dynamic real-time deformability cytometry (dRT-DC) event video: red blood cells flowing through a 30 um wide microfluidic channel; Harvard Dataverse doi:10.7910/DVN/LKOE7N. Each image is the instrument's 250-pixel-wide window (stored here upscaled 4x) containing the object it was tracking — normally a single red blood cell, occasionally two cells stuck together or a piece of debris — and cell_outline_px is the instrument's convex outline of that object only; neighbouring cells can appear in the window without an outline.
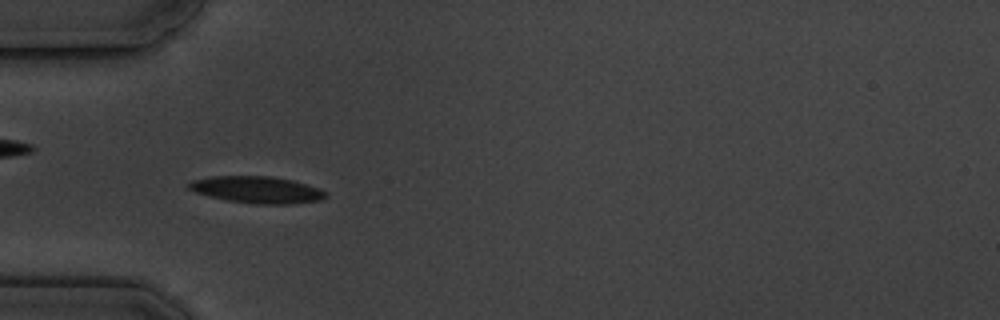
{"species": "common noctule bat (a hibernating species)", "species_latin": "Nyctalus noctula", "temperature_condition": "cold", "stored_images_in_passage": 6, "camera_frame_rate_fps": 3000, "um_per_image_px": 0.085, "animal": {"sex": "male", "body_mass_g": 19.5, "forearm_length_mm": 54.6}, "frame": {"image": 1, "passage_image": 5, "time_ms": 5.667, "image_size_px": [1000, 320], "cell_outline_px": [[328, 196], [320, 200], [292, 204], [256, 204], [228, 200], [208, 196], [196, 192], [188, 188], [184, 184], [192, 180], [212, 176], [272, 176], [292, 180], [320, 188], [328, 192]], "centroid_in_image_um": [21.85, 16.12], "position_along_channel_um": 63.1, "area_um2": 21.56}}